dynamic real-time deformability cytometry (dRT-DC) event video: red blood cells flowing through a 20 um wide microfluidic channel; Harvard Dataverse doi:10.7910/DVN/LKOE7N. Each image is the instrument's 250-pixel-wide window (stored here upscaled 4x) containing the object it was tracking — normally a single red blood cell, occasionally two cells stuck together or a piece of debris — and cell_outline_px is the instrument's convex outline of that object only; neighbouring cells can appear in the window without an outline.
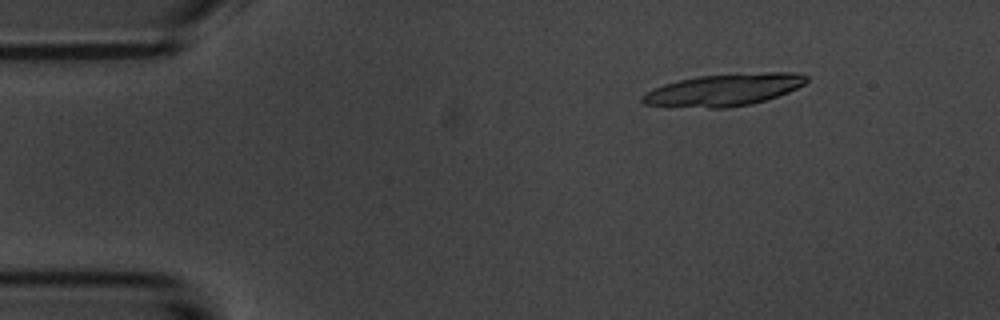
{"species": "common noctule bat (a hibernating species)", "species_latin": "Nyctalus noctula", "temperature_condition": "room temperature", "stored_images_in_passage": 6, "camera_frame_rate_fps": 3000, "um_per_image_px": 0.085, "animal": {"sex": "male", "body_mass_g": 20.1, "forearm_length_mm": 53.5}, "frame": {"image": 1, "passage_image": 2, "time_ms": 1.333, "image_size_px": [1000, 320], "cell_outline_px": [[808, 80], [804, 84], [788, 92], [752, 104], [728, 108], [708, 108], [644, 104], [640, 100], [640, 96], [652, 88], [664, 84], [680, 80], [700, 76], [764, 72], [800, 72], [808, 76]], "centroid_in_image_um": [61.55, 7.63], "position_along_channel_um": 23.4, "area_um2": 30.58}}
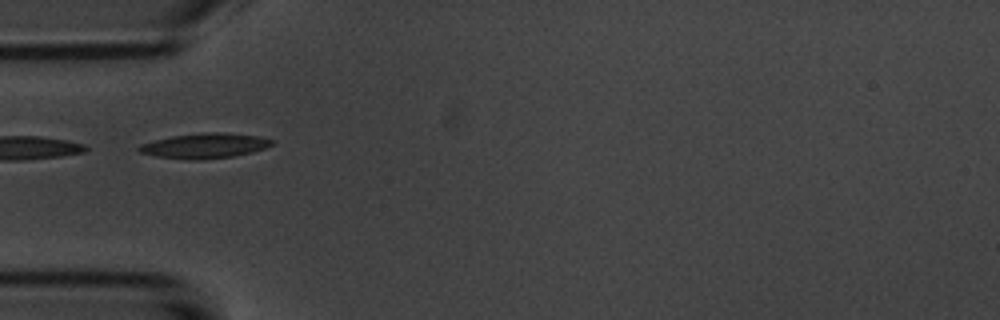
{"frame": {"image": 2, "passage_image": 5, "time_ms": 4.667, "image_size_px": [1000, 320], "cell_outline_px": [[276, 140], [272, 144], [264, 148], [252, 152], [232, 156], [204, 160], [192, 160], [156, 156], [140, 152], [136, 148], [140, 144], [172, 136], [200, 132], [220, 132], [260, 136]], "centroid_in_image_um": [17.41, 12.38], "position_along_channel_um": 67.6, "area_um2": 19.42}}